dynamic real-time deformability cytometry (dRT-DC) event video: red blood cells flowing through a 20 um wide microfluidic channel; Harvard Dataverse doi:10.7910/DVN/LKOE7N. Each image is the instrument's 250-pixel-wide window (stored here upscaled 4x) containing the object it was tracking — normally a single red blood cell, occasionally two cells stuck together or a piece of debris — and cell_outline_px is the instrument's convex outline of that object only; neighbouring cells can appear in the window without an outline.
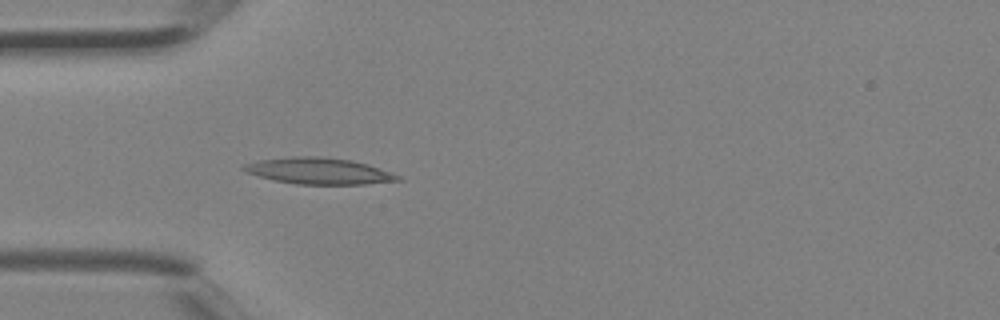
{"species": "Egyptian fruit bat (a non-hibernating species)", "species_latin": "Rousettus aegyptiacus", "temperature_condition": "room temperature", "stored_images_in_passage": 3, "camera_frame_rate_fps": 3000, "um_per_image_px": 0.085, "animal": {"sex": "female"}, "frame": {"image": 1, "passage_image": 3, "time_ms": 0.667, "image_size_px": [1000, 320], "cell_outline_px": [[404, 180], [364, 184], [296, 184], [272, 180], [248, 172], [240, 168], [244, 164], [260, 160], [292, 156], [316, 156], [352, 160], [400, 176]], "centroid_in_image_um": [27.06, 14.54], "position_along_channel_um": 57.9, "area_um2": 23.29}}